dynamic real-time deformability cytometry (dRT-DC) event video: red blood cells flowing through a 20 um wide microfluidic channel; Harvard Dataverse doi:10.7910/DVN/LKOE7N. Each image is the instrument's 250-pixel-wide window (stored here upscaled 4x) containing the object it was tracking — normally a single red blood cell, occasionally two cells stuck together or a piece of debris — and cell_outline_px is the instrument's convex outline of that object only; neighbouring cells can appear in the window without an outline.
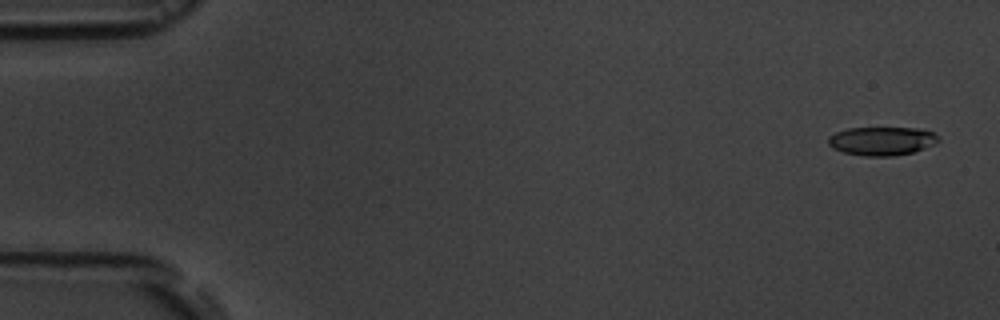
{"species": "common noctule bat (a hibernating species)", "species_latin": "Nyctalus noctula", "temperature_condition": "room temperature", "stored_images_in_passage": 5, "camera_frame_rate_fps": 3000, "um_per_image_px": 0.085, "animal": {"sex": "male", "body_mass_g": 19.5, "forearm_length_mm": 54.6}, "frame": {"image": 1, "passage_image": 1, "time_ms": 0.0, "image_size_px": [1000, 320], "cell_outline_px": [[940, 140], [936, 144], [912, 152], [892, 156], [864, 156], [844, 152], [832, 148], [828, 144], [828, 136], [836, 132], [848, 128], [916, 128], [932, 132]], "centroid_in_image_um": [74.93, 11.98], "position_along_channel_um": 10.1, "area_um2": 18.26}}
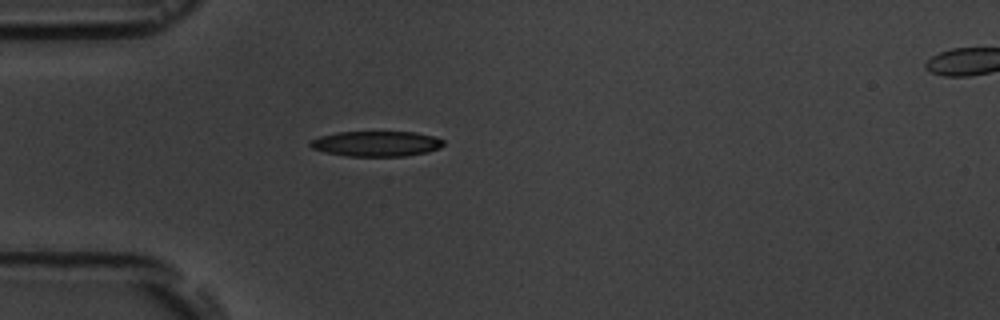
{"frame": {"image": 2, "passage_image": 4, "time_ms": 4.667, "image_size_px": [1000, 320], "cell_outline_px": [[444, 144], [440, 148], [428, 152], [404, 156], [348, 156], [324, 152], [312, 148], [308, 144], [308, 140], [320, 136], [336, 132], [416, 132], [432, 136], [444, 140]], "centroid_in_image_um": [31.96, 12.21], "position_along_channel_um": 53.0, "area_um2": 19.77}}